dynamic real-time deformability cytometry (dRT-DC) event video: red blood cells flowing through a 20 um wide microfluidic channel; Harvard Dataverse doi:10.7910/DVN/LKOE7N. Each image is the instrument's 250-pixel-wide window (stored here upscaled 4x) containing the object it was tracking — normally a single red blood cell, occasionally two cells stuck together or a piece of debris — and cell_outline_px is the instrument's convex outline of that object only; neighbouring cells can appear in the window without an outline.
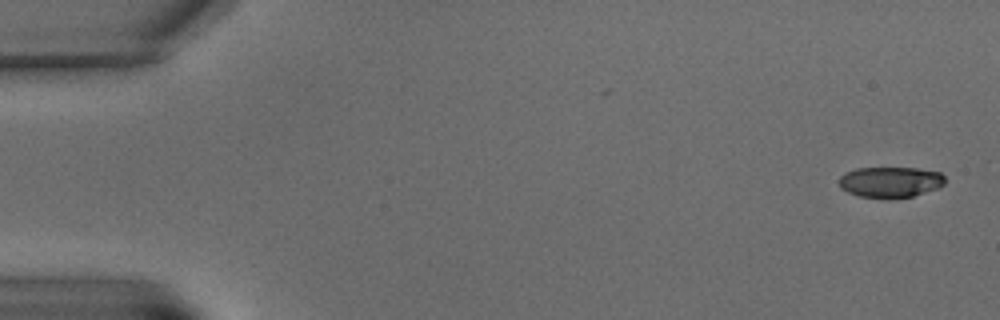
{"species": "common noctule bat (a hibernating species)", "species_latin": "Nyctalus noctula", "temperature_condition": "warm", "stored_images_in_passage": 7, "camera_frame_rate_fps": 3000, "um_per_image_px": 0.085, "animal": {"sex": "male", "body_mass_g": 15.6}, "frame": {"image": 1, "passage_image": 1, "time_ms": 0.0, "image_size_px": [1000, 320], "cell_outline_px": [[944, 184], [940, 188], [912, 196], [860, 196], [848, 192], [840, 188], [836, 180], [840, 176], [856, 168], [916, 168], [940, 172], [944, 176]], "centroid_in_image_um": [75.67, 15.44], "position_along_channel_um": 9.3, "area_um2": 18.61}}
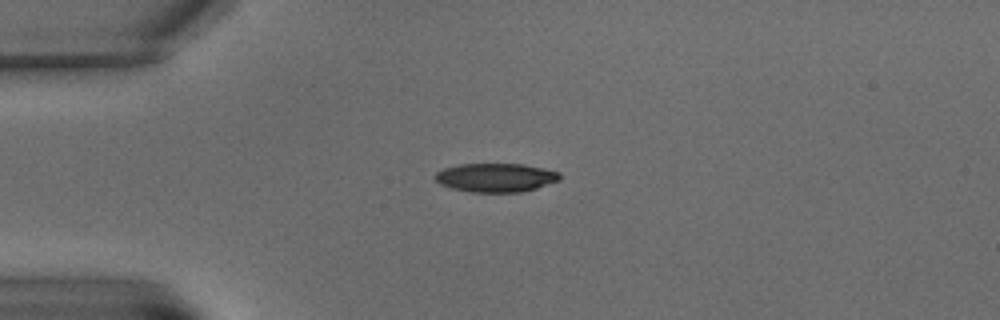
{"frame": {"image": 2, "passage_image": 5, "time_ms": 5.333, "image_size_px": [1000, 320], "cell_outline_px": [[560, 180], [524, 192], [472, 192], [452, 188], [440, 184], [432, 176], [436, 172], [444, 168], [460, 164], [520, 164], [544, 168], [560, 172]], "centroid_in_image_um": [42.13, 15.09], "position_along_channel_um": 42.9, "area_um2": 20.92}}
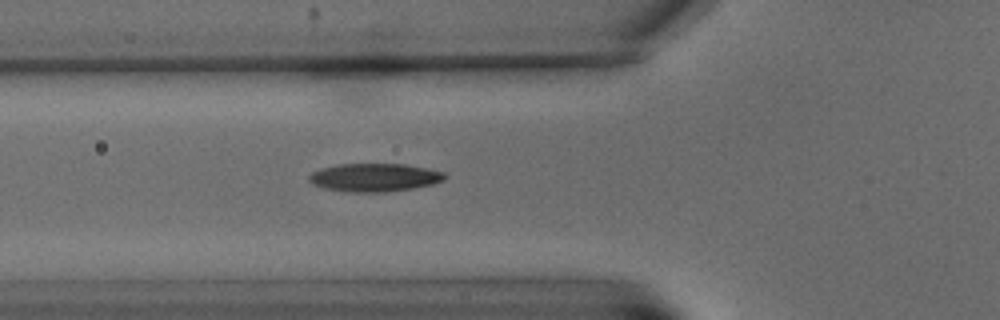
{"frame": {"image": 3, "passage_image": 7, "time_ms": 8.0, "image_size_px": [1000, 320], "cell_outline_px": [[448, 176], [444, 180], [432, 184], [412, 188], [384, 192], [348, 192], [324, 188], [312, 184], [308, 180], [308, 176], [312, 172], [324, 168], [340, 164], [404, 164], [428, 168], [444, 172]], "centroid_in_image_um": [31.85, 15.08], "position_along_channel_um": 94.0, "area_um2": 22.25}}